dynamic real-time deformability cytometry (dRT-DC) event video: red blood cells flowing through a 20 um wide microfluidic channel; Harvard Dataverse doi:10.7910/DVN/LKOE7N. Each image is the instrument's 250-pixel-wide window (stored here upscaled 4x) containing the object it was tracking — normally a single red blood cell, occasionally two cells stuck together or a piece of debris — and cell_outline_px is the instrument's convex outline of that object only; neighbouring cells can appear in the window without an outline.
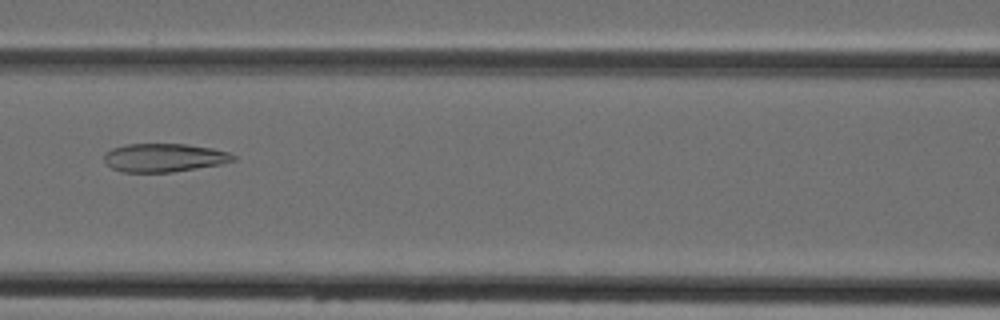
{"species": "Egyptian fruit bat (a non-hibernating species)", "species_latin": "Rousettus aegyptiacus", "temperature_condition": "cold", "stored_images_in_passage": 3, "camera_frame_rate_fps": 3000, "um_per_image_px": 0.085, "animal": {"sex": "female"}, "frame": {"image": 1, "passage_image": 3, "time_ms": 2.333, "image_size_px": [1000, 320], "cell_outline_px": [[236, 160], [220, 164], [172, 172], [120, 172], [112, 168], [104, 160], [104, 152], [112, 148], [124, 144], [184, 144], [212, 148], [228, 152], [236, 156]], "centroid_in_image_um": [13.92, 13.4], "position_along_channel_um": 152.7, "area_um2": 21.39}}